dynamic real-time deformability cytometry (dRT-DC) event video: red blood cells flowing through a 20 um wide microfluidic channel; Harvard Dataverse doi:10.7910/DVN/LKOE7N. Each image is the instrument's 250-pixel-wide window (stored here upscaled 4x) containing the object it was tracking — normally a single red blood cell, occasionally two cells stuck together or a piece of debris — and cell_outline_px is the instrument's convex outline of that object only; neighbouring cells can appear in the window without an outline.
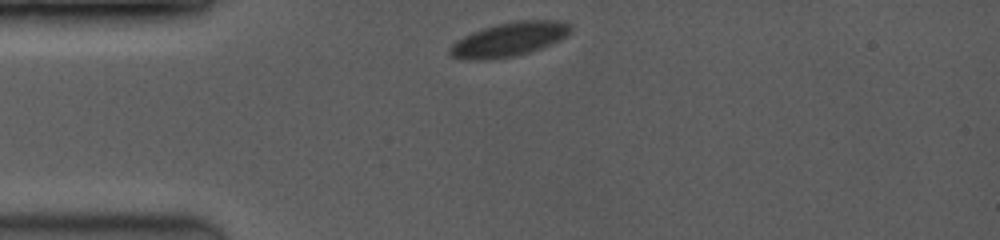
{"species": "common noctule bat (a hibernating species)", "species_latin": "Nyctalus noctula", "temperature_condition": "room temperature", "stored_images_in_passage": 15, "camera_frame_rate_fps": 3500, "um_per_image_px": 0.085, "animal": {"sex": "female", "body_mass_g": 19.0, "forearm_length_mm": 53.3}, "frame": {"image": 1, "passage_image": 1, "time_ms": 0.0, "image_size_px": [1000, 240], "cell_outline_px": [[572, 28], [564, 36], [552, 44], [528, 52], [512, 56], [484, 60], [476, 60], [452, 56], [448, 52], [448, 48], [456, 40], [472, 32], [496, 24], [516, 20], [564, 20]], "centroid_in_image_um": [43.26, 3.33], "position_along_channel_um": 41.7, "area_um2": 23.64}}
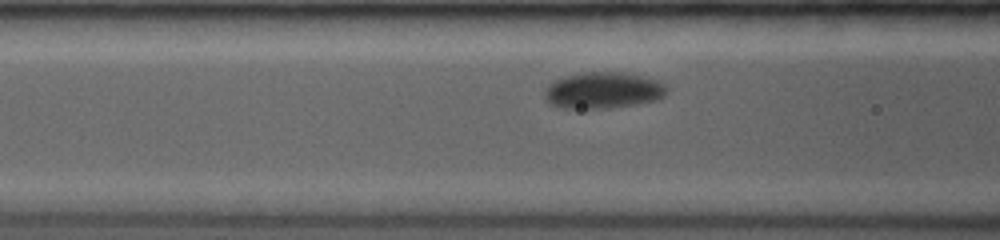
{"frame": {"image": 2, "passage_image": 7, "time_ms": 1.714, "image_size_px": [1000, 240], "cell_outline_px": [[668, 88], [664, 96], [656, 100], [636, 104], [608, 108], [564, 108], [552, 104], [548, 100], [544, 92], [548, 84], [564, 76], [584, 72], [624, 72], [656, 80], [664, 84]], "centroid_in_image_um": [51.28, 7.67], "position_along_channel_um": 115.3, "area_um2": 25.66}}
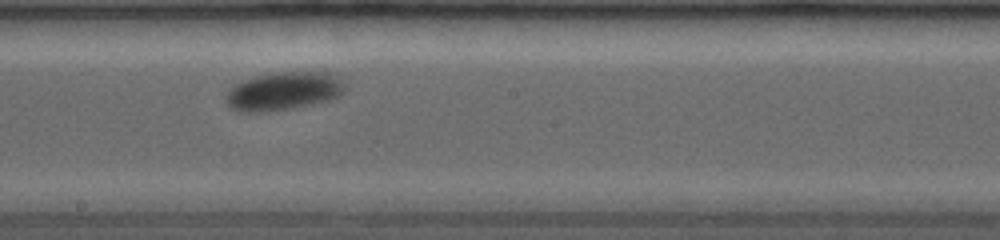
{"frame": {"image": 3, "passage_image": 14, "time_ms": 3.714, "image_size_px": [1000, 240], "cell_outline_px": [[344, 88], [340, 96], [328, 100], [312, 104], [292, 108], [264, 112], [236, 112], [228, 104], [228, 92], [236, 84], [244, 80], [256, 76], [272, 72], [328, 72], [340, 80], [344, 84]], "centroid_in_image_um": [24.1, 7.75], "position_along_channel_um": 224.1, "area_um2": 26.18}}